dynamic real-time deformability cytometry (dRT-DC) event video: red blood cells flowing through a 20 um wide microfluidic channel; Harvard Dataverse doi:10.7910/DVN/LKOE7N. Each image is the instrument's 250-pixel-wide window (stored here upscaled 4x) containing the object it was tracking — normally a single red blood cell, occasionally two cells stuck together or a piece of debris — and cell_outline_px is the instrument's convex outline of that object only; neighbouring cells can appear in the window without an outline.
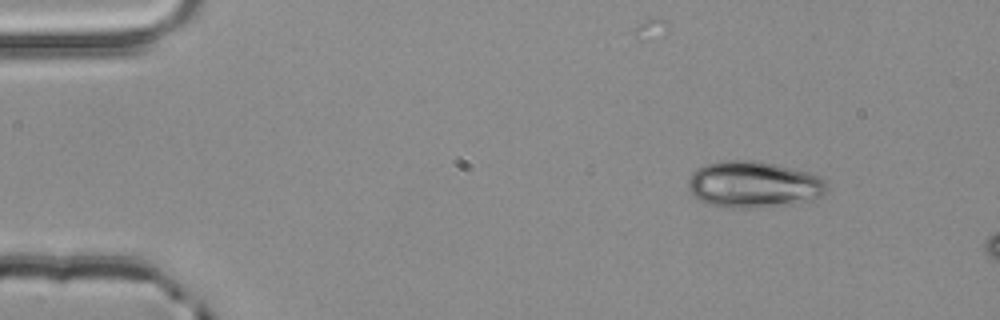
{"species": "common noctule bat (a hibernating species)", "species_latin": "Nyctalus noctula", "temperature_condition": "room temperature", "stored_images_in_passage": 3, "camera_frame_rate_fps": 3000, "um_per_image_px": 0.085, "animal": {"sex": "male", "body_mass_g": 20.4}, "frame": {"image": 1, "passage_image": 1, "time_ms": 0.0, "image_size_px": [1000, 320], "cell_outline_px": [[828, 188], [820, 196], [812, 200], [796, 204], [748, 208], [732, 208], [708, 204], [692, 196], [688, 188], [688, 180], [692, 172], [696, 168], [704, 164], [720, 160], [752, 160], [776, 164], [808, 172], [820, 176], [828, 184]], "centroid_in_image_um": [64.04, 15.68], "position_along_channel_um": 21.0, "area_um2": 38.03}}